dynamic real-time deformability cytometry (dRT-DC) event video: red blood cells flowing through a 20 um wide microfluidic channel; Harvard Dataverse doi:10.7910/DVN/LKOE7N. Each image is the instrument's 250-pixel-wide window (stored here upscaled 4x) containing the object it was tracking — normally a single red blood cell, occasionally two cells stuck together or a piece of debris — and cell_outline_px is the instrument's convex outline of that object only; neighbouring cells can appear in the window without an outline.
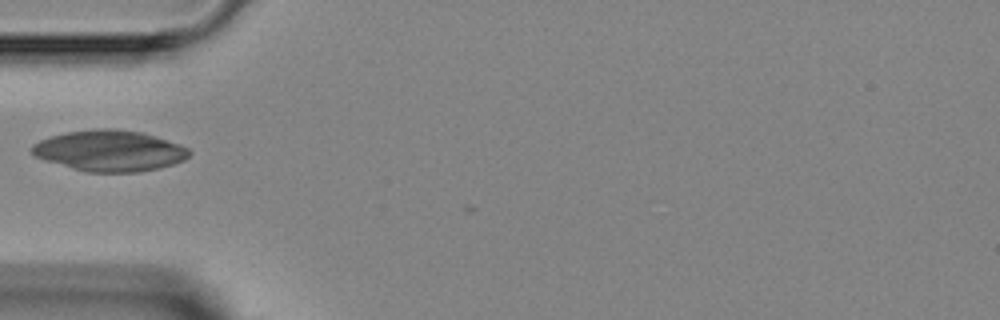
{"species": "Egyptian fruit bat (a non-hibernating species)", "species_latin": "Rousettus aegyptiacus", "temperature_condition": "room temperature", "stored_images_in_passage": 1, "camera_frame_rate_fps": 3000, "um_per_image_px": 0.085, "animal": {"sex": "female"}, "frame": {"image": 1, "passage_image": 1, "time_ms": 0.0, "image_size_px": [1000, 320], "cell_outline_px": [[192, 152], [184, 160], [160, 168], [140, 172], [88, 172], [72, 168], [44, 160], [36, 156], [32, 152], [32, 144], [48, 136], [68, 132], [96, 128], [116, 128], [140, 132], [180, 144], [188, 148]], "centroid_in_image_um": [9.32, 12.81], "position_along_channel_um": 75.7, "area_um2": 37.51}}